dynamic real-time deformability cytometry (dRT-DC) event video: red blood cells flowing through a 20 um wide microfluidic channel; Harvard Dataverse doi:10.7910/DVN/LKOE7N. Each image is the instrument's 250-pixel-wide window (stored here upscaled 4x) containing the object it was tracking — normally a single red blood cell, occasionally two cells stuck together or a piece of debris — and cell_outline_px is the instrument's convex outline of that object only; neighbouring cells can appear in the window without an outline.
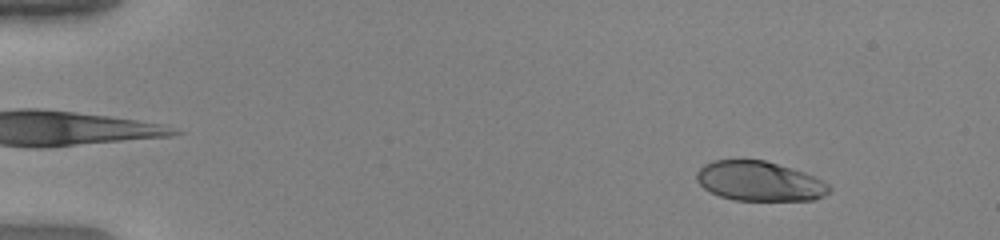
{"species": "human", "species_latin": "Homo sapiens", "temperature_condition": "warm", "stored_images_in_passage": 52, "camera_frame_rate_fps": 3000, "um_per_image_px": 0.085, "donor": {"sex": "female"}, "frame": {"image": 1, "passage_image": 6, "time_ms": 1.667, "image_size_px": [1000, 240], "cell_outline_px": [[832, 188], [824, 196], [812, 200], [732, 200], [720, 196], [704, 188], [696, 180], [696, 172], [704, 164], [712, 160], [764, 160], [792, 168], [804, 172], [824, 180]], "centroid_in_image_um": [64.56, 15.4], "position_along_channel_um": 20.4, "area_um2": 30.69}}
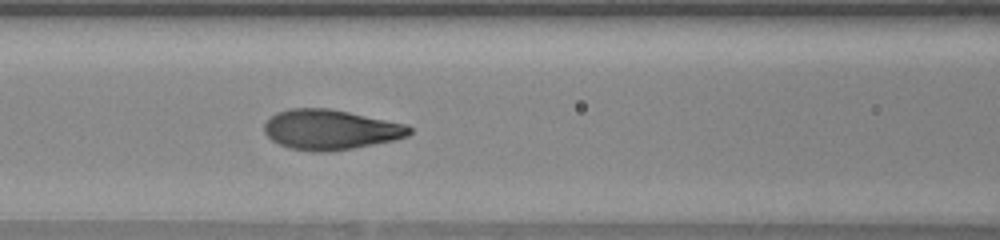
{"frame": {"image": 2, "passage_image": 24, "time_ms": 7.667, "image_size_px": [1000, 240], "cell_outline_px": [[412, 132], [408, 136], [392, 140], [352, 148], [328, 152], [312, 152], [288, 148], [272, 140], [264, 132], [264, 124], [276, 112], [288, 108], [328, 108], [408, 124], [412, 128]], "centroid_in_image_um": [28.08, 11.02], "position_along_channel_um": 138.5, "area_um2": 33.87}}
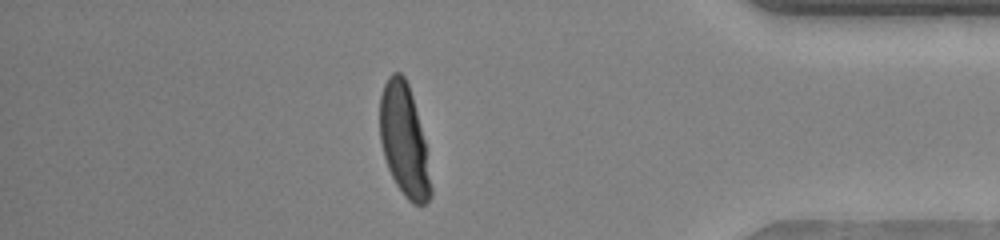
{"frame": {"image": 3, "passage_image": 46, "time_ms": 15.0, "image_size_px": [1000, 240], "cell_outline_px": [[432, 196], [424, 204], [412, 204], [404, 196], [396, 184], [388, 168], [384, 156], [380, 140], [380, 96], [384, 84], [388, 76], [392, 72], [400, 72], [404, 76], [408, 84], [412, 96], [424, 140], [432, 188]], "centroid_in_image_um": [34.33, 11.95], "position_along_channel_um": 400.9, "area_um2": 32.95}, "authors_computed_cell_mechanics": {"area_um2": 33.4084, "velocity_mm_per_s": 3.9614, "shape_relaxation_time_tau1_ms": 3.3187, "shape_relaxation_time_tau2_ms": null, "deformation_change_tau1": 0.2185, "deformation_change_tau2": null}}